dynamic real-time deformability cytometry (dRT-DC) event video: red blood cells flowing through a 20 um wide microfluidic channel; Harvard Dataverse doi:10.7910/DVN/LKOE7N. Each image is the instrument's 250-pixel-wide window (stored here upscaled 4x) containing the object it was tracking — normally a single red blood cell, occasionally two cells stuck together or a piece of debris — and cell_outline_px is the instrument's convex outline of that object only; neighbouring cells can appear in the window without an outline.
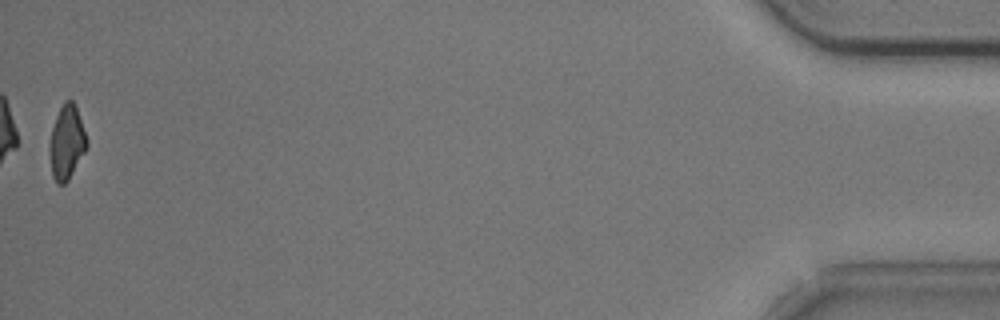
{"species": "common noctule bat (a hibernating species)", "species_latin": "Nyctalus noctula", "temperature_condition": "cold", "stored_images_in_passage": 54, "camera_frame_rate_fps": 3000, "um_per_image_px": 0.085, "animal": {"sex": "male", "body_mass_g": 20.5, "forearm_length_mm": 52.5}, "frame": {"image": 1, "passage_image": 54, "time_ms": 17.667, "image_size_px": [1000, 320], "cell_outline_px": [[88, 144], [84, 152], [68, 180], [64, 184], [56, 184], [52, 176], [48, 148], [48, 144], [52, 128], [56, 116], [64, 100], [72, 100], [76, 104], [88, 140]], "centroid_in_image_um": [5.65, 12.08], "position_along_channel_um": 429.5, "area_um2": 16.24}, "authors_computed_cell_mechanics": {"area_um2": 18.1203, "velocity_mm_per_s": 3.7047, "shape_relaxation_time_tau1_ms": 4.9606, "shape_relaxation_time_tau2_ms": 3.3094, "deformation_change_tau1": 0.1442, "deformation_change_tau2": 0.0908}}